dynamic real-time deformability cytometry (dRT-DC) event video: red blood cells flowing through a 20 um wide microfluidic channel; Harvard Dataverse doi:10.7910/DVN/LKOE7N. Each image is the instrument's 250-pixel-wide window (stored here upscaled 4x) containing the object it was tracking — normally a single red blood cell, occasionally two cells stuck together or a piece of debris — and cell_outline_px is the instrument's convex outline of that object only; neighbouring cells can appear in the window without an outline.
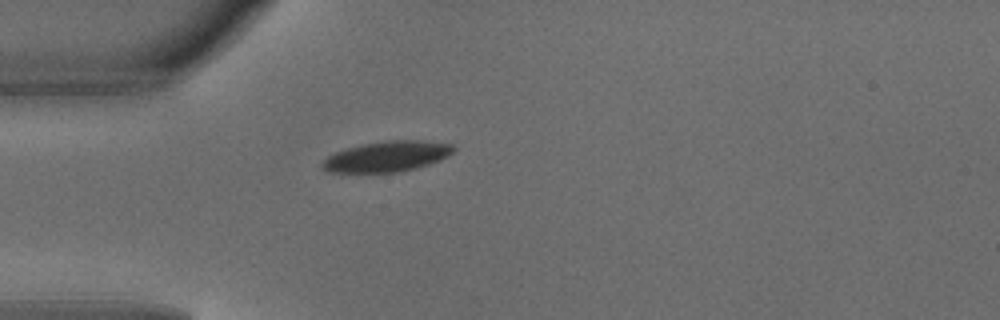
{"species": "common noctule bat (a hibernating species)", "species_latin": "Nyctalus noctula", "temperature_condition": "warm", "stored_images_in_passage": 1, "camera_frame_rate_fps": 3000, "um_per_image_px": 0.085, "animal": {"sex": "male", "body_mass_g": 18.8}, "frame": {"image": 1, "passage_image": 1, "time_ms": 0.0, "image_size_px": [1000, 320], "cell_outline_px": [[456, 148], [448, 156], [440, 160], [416, 168], [400, 172], [324, 172], [320, 168], [320, 164], [328, 156], [336, 152], [360, 144], [388, 140], [424, 140], [452, 144]], "centroid_in_image_um": [32.88, 13.3], "position_along_channel_um": 52.1, "area_um2": 23.47}}